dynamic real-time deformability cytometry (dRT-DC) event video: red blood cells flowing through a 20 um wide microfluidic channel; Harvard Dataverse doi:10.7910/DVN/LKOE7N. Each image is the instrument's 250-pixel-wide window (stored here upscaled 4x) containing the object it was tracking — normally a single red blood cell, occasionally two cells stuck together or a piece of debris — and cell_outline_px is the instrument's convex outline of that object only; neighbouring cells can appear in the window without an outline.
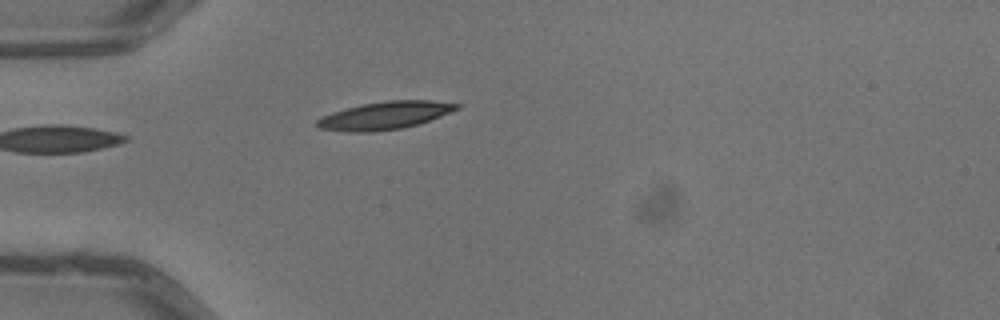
{"species": "common noctule bat (a hibernating species)", "species_latin": "Nyctalus noctula", "temperature_condition": "warm", "stored_images_in_passage": 4, "camera_frame_rate_fps": 3000, "um_per_image_px": 0.085, "animal": {"sex": "male", "body_mass_g": 13.3}, "frame": {"image": 1, "passage_image": 4, "time_ms": 1.0, "image_size_px": [1000, 320], "cell_outline_px": [[460, 108], [452, 112], [420, 124], [400, 128], [372, 132], [348, 132], [320, 128], [316, 124], [316, 120], [332, 112], [360, 104], [388, 100], [428, 100], [460, 104]], "centroid_in_image_um": [32.74, 9.81], "position_along_channel_um": 52.3, "area_um2": 22.6}}